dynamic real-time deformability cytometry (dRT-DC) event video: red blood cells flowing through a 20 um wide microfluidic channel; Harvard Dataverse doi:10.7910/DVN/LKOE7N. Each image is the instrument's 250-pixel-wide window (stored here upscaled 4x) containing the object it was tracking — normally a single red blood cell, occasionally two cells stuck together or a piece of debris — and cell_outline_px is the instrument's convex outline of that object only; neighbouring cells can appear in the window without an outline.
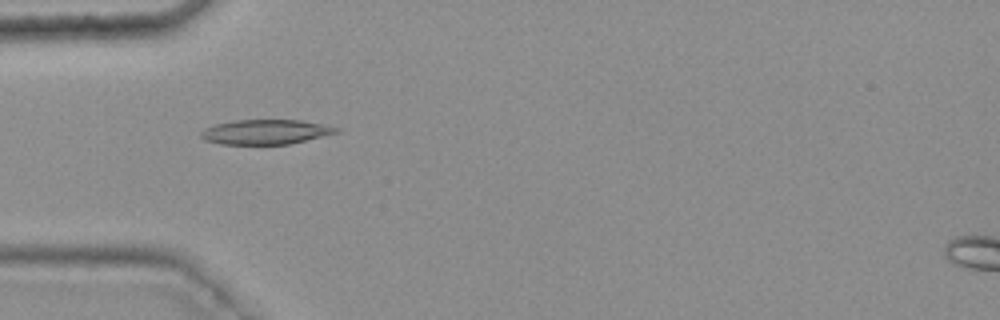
{"species": "common noctule bat (a hibernating species)", "species_latin": "Nyctalus noctula", "temperature_condition": "warm", "stored_images_in_passage": 49, "camera_frame_rate_fps": 3000, "um_per_image_px": 0.085, "animal": {"sex": "female", "body_mass_g": 25.1}, "frame": {"image": 1, "passage_image": 17, "time_ms": 5.333, "image_size_px": [1000, 320], "cell_outline_px": [[340, 132], [288, 144], [220, 144], [204, 140], [200, 136], [200, 132], [204, 128], [216, 124], [236, 120], [300, 120], [340, 128]], "centroid_in_image_um": [22.54, 11.21], "position_along_channel_um": 62.5, "area_um2": 19.36}}
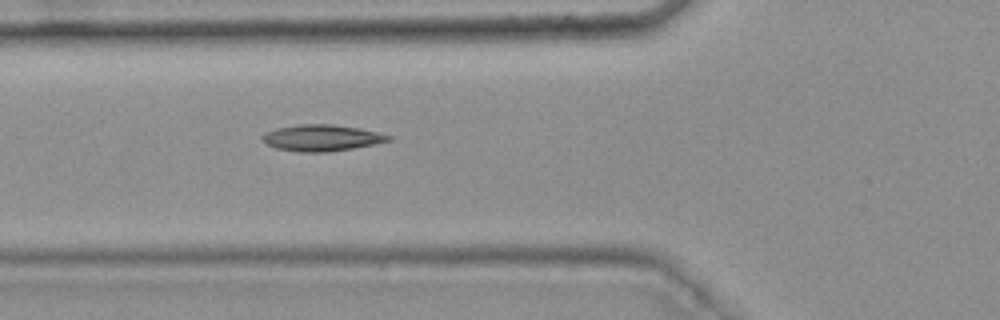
{"frame": {"image": 2, "passage_image": 20, "time_ms": 6.333, "image_size_px": [1000, 320], "cell_outline_px": [[396, 136], [392, 140], [352, 148], [328, 152], [300, 152], [276, 148], [268, 144], [260, 136], [276, 128], [296, 124], [332, 124], [360, 128]], "centroid_in_image_um": [27.39, 11.71], "position_along_channel_um": 98.4, "area_um2": 19.36}}
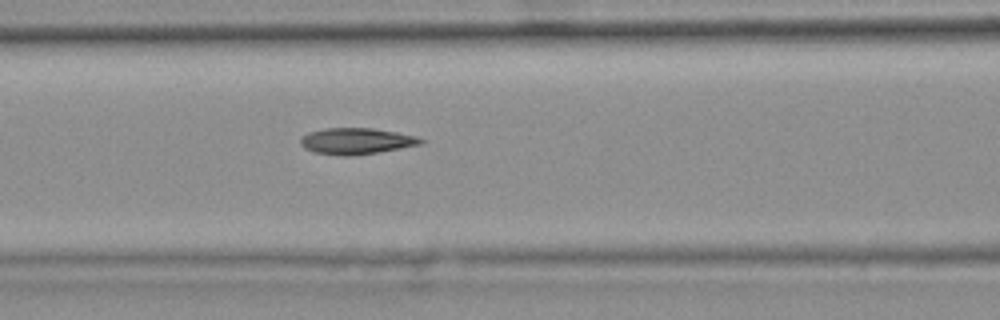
{"frame": {"image": 3, "passage_image": 23, "time_ms": 7.333, "image_size_px": [1000, 320], "cell_outline_px": [[424, 140], [420, 144], [400, 148], [352, 156], [340, 156], [316, 152], [304, 148], [300, 144], [300, 136], [308, 132], [324, 128], [372, 128], [396, 132], [416, 136]], "centroid_in_image_um": [30.22, 11.98], "position_along_channel_um": 136.4, "area_um2": 18.32}, "authors_computed_cell_mechanics": {"area_um2": 18.3226, "velocity_mm_per_s": 3.7576, "shape_relaxation_time_tau1_ms": 8.0059, "shape_relaxation_time_tau2_ms": 3.9374, "deformation_change_tau1": 0.2079, "deformation_change_tau2": 0.1155}}